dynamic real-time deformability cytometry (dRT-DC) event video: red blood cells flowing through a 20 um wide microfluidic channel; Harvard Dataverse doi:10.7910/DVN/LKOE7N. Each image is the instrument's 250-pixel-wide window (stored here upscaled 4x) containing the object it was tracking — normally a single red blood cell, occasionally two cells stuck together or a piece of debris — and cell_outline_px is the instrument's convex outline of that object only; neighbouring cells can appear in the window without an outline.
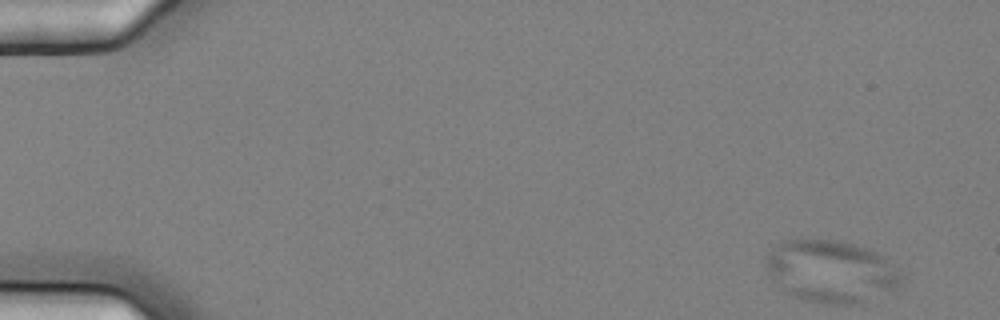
{"species": "common noctule bat (a hibernating species)", "species_latin": "Nyctalus noctula", "temperature_condition": "cold", "stored_images_in_passage": 6, "segment_of_instrument_passage": [1, 2], "camera_frame_rate_fps": 3000, "um_per_image_px": 0.085, "animal": {"sex": "female", "body_mass_g": 25.1}, "frame": {"image": 1, "passage_image": 1, "time_ms": 0.0, "image_size_px": [1000, 320], "cell_outline_px": [[900, 284], [896, 288], [856, 304], [824, 304], [804, 300], [796, 296], [784, 288], [768, 272], [764, 264], [764, 256], [772, 248], [784, 240], [836, 240], [868, 248], [876, 252], [900, 272]], "centroid_in_image_um": [70.6, 23.05], "position_along_channel_um": 14.4, "area_um2": 48.21}}
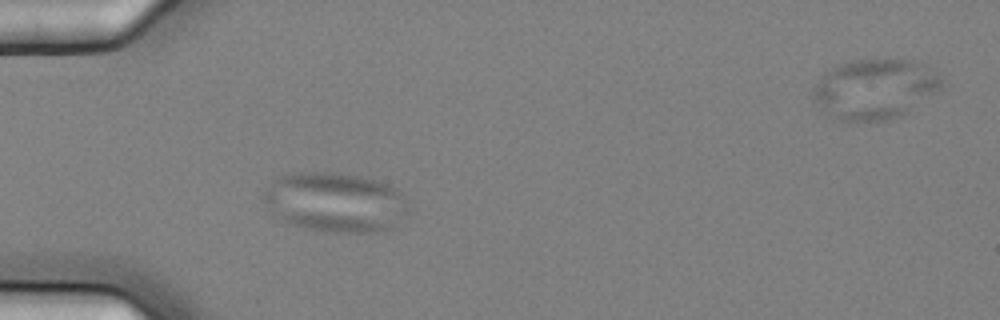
{"frame": {"image": 2, "passage_image": 5, "time_ms": 1.333, "image_size_px": [1000, 320], "cell_outline_px": [[408, 216], [384, 232], [328, 232], [304, 228], [288, 224], [272, 212], [264, 200], [264, 192], [272, 180], [288, 172], [340, 172], [360, 176], [376, 180], [388, 184], [396, 188], [404, 196]], "centroid_in_image_um": [28.51, 17.18], "position_along_channel_um": 56.5, "area_um2": 50.81}}